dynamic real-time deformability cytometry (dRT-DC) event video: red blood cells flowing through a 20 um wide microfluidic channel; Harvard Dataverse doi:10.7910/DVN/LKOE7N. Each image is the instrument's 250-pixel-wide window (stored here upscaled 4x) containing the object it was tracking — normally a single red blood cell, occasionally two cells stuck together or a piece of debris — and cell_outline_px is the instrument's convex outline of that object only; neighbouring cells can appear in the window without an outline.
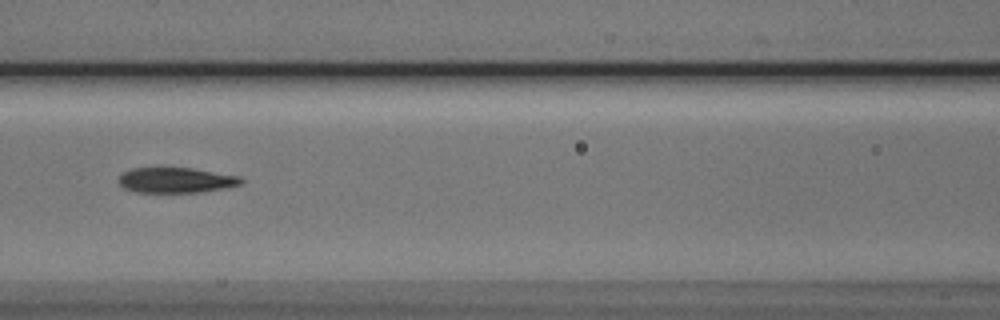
{"species": "Egyptian fruit bat (a non-hibernating species)", "species_latin": "Rousettus aegyptiacus", "temperature_condition": "cold", "stored_images_in_passage": 4, "segment_of_instrument_passage": [1, 2], "camera_frame_rate_fps": 3000, "um_per_image_px": 0.085, "animal": {"sex": "male"}, "frame": {"image": 1, "passage_image": 3, "time_ms": 2.333, "image_size_px": [1000, 320], "cell_outline_px": [[244, 180], [240, 184], [224, 188], [200, 192], [136, 192], [124, 188], [116, 180], [124, 172], [132, 168], [192, 168], [240, 176]], "centroid_in_image_um": [14.95, 15.31], "position_along_channel_um": 151.7, "area_um2": 17.98}}